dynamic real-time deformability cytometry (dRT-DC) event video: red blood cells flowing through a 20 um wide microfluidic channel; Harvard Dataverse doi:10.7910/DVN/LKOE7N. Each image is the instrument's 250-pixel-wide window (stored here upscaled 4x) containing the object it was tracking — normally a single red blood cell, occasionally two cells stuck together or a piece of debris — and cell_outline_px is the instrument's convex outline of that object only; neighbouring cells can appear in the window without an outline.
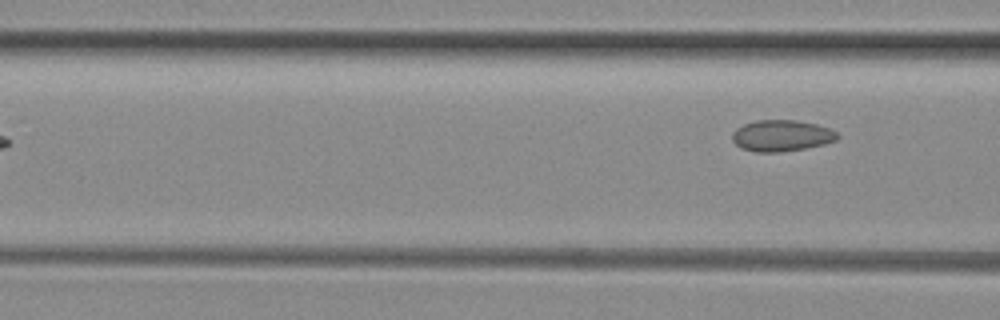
{"species": "common noctule bat (a hibernating species)", "species_latin": "Nyctalus noctula", "temperature_condition": "room temperature", "stored_images_in_passage": 5, "camera_frame_rate_fps": 3000, "um_per_image_px": 0.085, "animal": {"sex": "female", "body_mass_g": 29.2, "forearm_length_mm": 56.3}, "frame": {"image": 1, "passage_image": 5, "time_ms": 1.333, "image_size_px": [1000, 320], "cell_outline_px": [[840, 136], [836, 140], [824, 144], [804, 148], [780, 152], [756, 152], [740, 148], [732, 140], [732, 132], [736, 128], [744, 124], [756, 120], [796, 120], [816, 124], [828, 128], [836, 132]], "centroid_in_image_um": [66.41, 11.53], "position_along_channel_um": 100.2, "area_um2": 19.19}}